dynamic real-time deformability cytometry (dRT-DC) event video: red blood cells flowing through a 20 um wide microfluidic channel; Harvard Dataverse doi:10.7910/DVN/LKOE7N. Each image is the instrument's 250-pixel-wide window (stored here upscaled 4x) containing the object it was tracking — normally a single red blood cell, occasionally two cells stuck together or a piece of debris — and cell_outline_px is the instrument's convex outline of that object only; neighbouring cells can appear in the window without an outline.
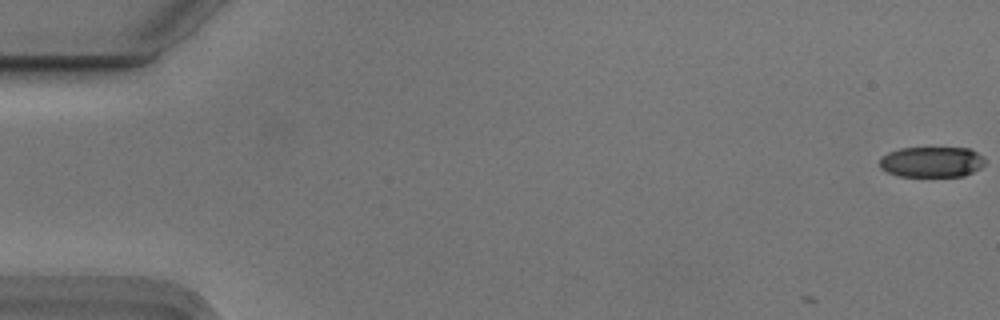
{"species": "Egyptian fruit bat (a non-hibernating species)", "species_latin": "Rousettus aegyptiacus", "temperature_condition": "cold", "stored_images_in_passage": 5, "camera_frame_rate_fps": 3000, "um_per_image_px": 0.085, "animal": {"sex": "male"}, "frame": {"image": 1, "passage_image": 1, "time_ms": 0.0, "image_size_px": [1000, 320], "cell_outline_px": [[984, 164], [980, 168], [964, 176], [900, 176], [888, 172], [880, 168], [880, 160], [888, 152], [900, 148], [972, 148], [984, 160]], "centroid_in_image_um": [79.19, 13.76], "position_along_channel_um": 5.8, "area_um2": 18.61}}